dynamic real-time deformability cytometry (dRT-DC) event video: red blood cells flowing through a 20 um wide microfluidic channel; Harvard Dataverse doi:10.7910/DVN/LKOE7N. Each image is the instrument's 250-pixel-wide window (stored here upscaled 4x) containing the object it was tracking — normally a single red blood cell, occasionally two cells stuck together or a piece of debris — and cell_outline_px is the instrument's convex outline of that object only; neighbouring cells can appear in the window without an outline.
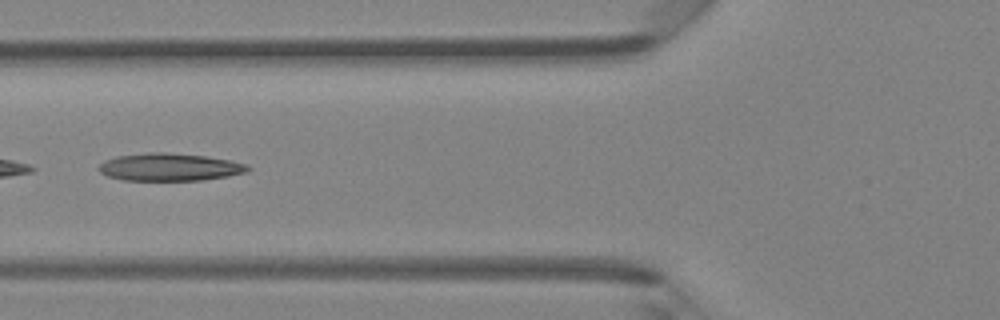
{"species": "Egyptian fruit bat (a non-hibernating species)", "species_latin": "Rousettus aegyptiacus", "temperature_condition": "room temperature", "stored_images_in_passage": 21, "camera_frame_rate_fps": 3000, "um_per_image_px": 0.085, "animal": {"sex": "female"}, "frame": {"image": 1, "passage_image": 18, "time_ms": 5.667, "image_size_px": [1000, 320], "cell_outline_px": [[252, 168], [248, 172], [228, 176], [204, 180], [124, 180], [108, 176], [100, 172], [96, 168], [104, 160], [116, 156], [148, 152], [164, 152], [204, 156], [228, 160], [248, 164]], "centroid_in_image_um": [14.42, 14.2], "position_along_channel_um": 111.4, "area_um2": 24.04}}